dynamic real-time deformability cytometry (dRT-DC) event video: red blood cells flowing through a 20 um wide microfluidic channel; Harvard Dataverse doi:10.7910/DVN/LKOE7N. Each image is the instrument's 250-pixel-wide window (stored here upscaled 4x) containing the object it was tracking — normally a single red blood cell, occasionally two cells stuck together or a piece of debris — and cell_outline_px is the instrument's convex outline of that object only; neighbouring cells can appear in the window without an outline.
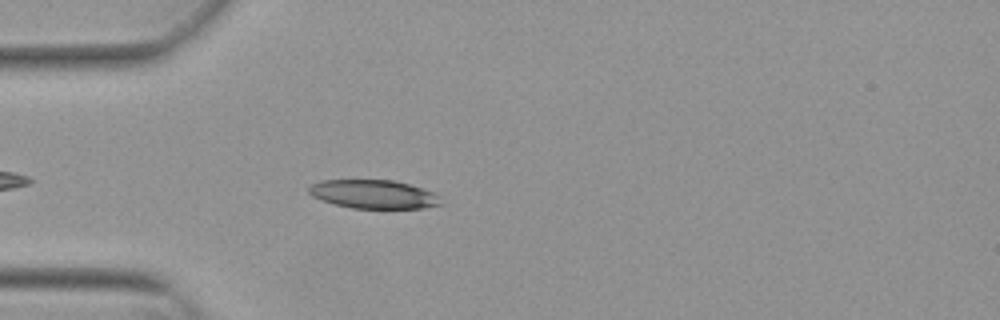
{"species": "Egyptian fruit bat (a non-hibernating species)", "species_latin": "Rousettus aegyptiacus", "temperature_condition": "warm", "stored_images_in_passage": 24, "camera_frame_rate_fps": 3000, "um_per_image_px": 0.085, "animal": {"sex": "female"}, "frame": {"image": 1, "passage_image": 5, "time_ms": 1.333, "image_size_px": [1000, 320], "cell_outline_px": [[444, 204], [424, 208], [352, 208], [336, 204], [312, 196], [308, 192], [308, 188], [312, 184], [320, 180], [392, 180], [408, 184], [432, 192], [440, 196]], "centroid_in_image_um": [31.78, 16.51], "position_along_channel_um": 53.2, "area_um2": 21.91}}
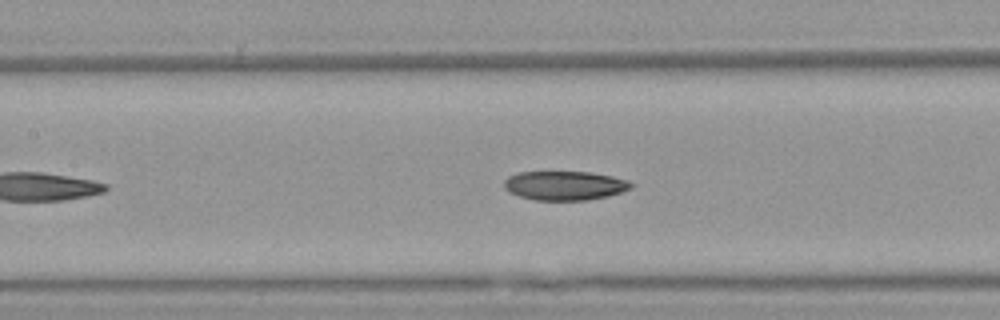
{"frame": {"image": 2, "passage_image": 14, "time_ms": 4.333, "image_size_px": [1000, 320], "cell_outline_px": [[632, 188], [608, 196], [588, 200], [532, 200], [508, 192], [504, 188], [504, 180], [508, 176], [516, 172], [588, 172], [612, 176], [628, 180], [632, 184]], "centroid_in_image_um": [47.96, 15.77], "position_along_channel_um": 159.4, "area_um2": 21.62}}
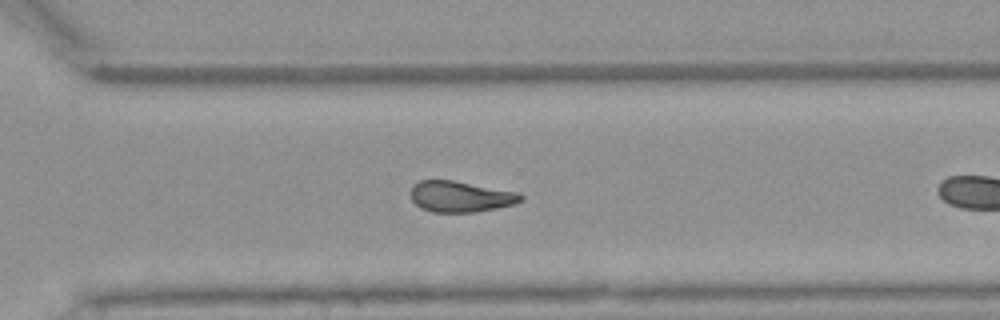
{"frame": {"image": 3, "passage_image": 24, "time_ms": 7.667, "image_size_px": [1000, 320], "cell_outline_px": [[524, 200], [512, 204], [496, 208], [476, 212], [432, 212], [420, 208], [412, 200], [412, 188], [420, 180], [452, 180], [520, 192], [524, 196]], "centroid_in_image_um": [39.18, 16.71], "position_along_channel_um": 331.4, "area_um2": 19.83}}